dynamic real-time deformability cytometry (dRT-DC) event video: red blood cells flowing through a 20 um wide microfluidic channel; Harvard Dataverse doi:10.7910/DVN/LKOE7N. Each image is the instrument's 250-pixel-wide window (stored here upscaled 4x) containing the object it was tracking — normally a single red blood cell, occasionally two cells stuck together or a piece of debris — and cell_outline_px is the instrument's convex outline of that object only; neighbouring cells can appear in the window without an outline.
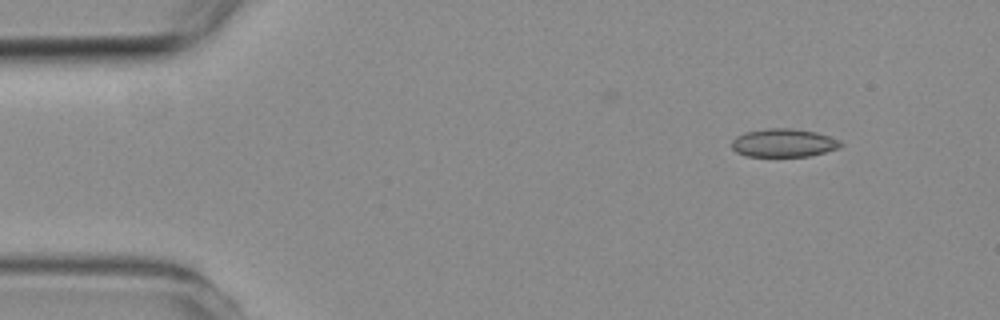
{"species": "common noctule bat (a hibernating species)", "species_latin": "Nyctalus noctula", "temperature_condition": "room temperature", "stored_images_in_passage": 5, "camera_frame_rate_fps": 3000, "um_per_image_px": 0.085, "animal": {"sex": "female", "body_mass_g": 19.3, "forearm_length_mm": 54.1}, "frame": {"image": 1, "passage_image": 1, "time_ms": 0.0, "image_size_px": [1000, 320], "cell_outline_px": [[844, 144], [840, 148], [808, 156], [748, 156], [736, 152], [732, 148], [732, 140], [736, 136], [744, 132], [764, 128], [792, 128], [816, 132], [840, 140]], "centroid_in_image_um": [66.6, 12.13], "position_along_channel_um": 18.4, "area_um2": 18.03}}
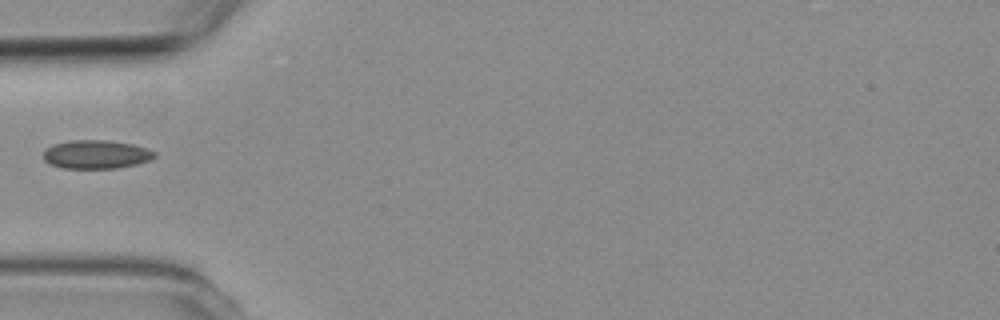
{"frame": {"image": 2, "passage_image": 4, "time_ms": 3.667, "image_size_px": [1000, 320], "cell_outline_px": [[156, 156], [148, 160], [136, 164], [116, 168], [64, 168], [52, 164], [44, 160], [44, 152], [52, 144], [72, 140], [104, 140], [132, 144], [148, 148], [156, 152]], "centroid_in_image_um": [8.19, 13.12], "position_along_channel_um": 76.8, "area_um2": 18.32}}
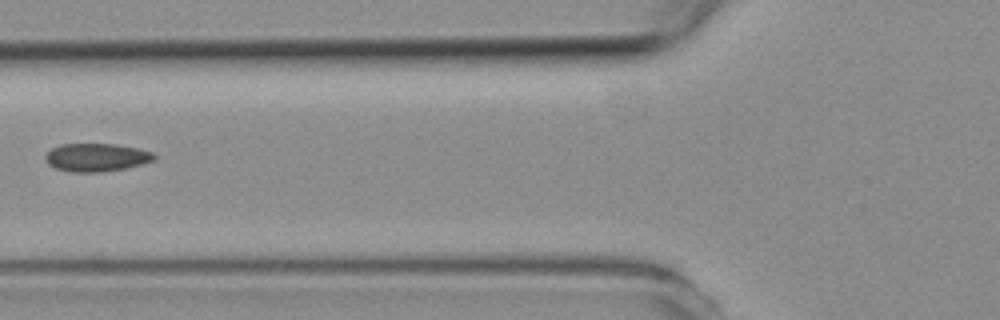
{"frame": {"image": 3, "passage_image": 5, "time_ms": 4.667, "image_size_px": [1000, 320], "cell_outline_px": [[156, 160], [124, 168], [100, 172], [72, 172], [56, 168], [48, 164], [44, 156], [52, 148], [60, 144], [116, 144], [136, 148], [152, 152], [156, 156]], "centroid_in_image_um": [8.18, 13.37], "position_along_channel_um": 117.6, "area_um2": 17.69}}